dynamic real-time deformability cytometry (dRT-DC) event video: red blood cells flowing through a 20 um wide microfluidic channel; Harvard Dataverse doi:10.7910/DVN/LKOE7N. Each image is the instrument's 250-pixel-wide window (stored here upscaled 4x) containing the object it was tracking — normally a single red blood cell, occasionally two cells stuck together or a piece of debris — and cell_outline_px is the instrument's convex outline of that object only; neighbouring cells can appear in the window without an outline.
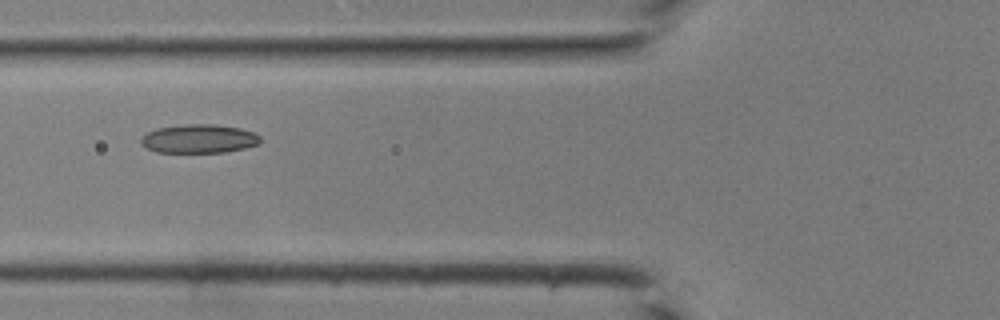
{"species": "common noctule bat (a hibernating species)", "species_latin": "Nyctalus noctula", "temperature_condition": "room temperature", "stored_images_in_passage": 41, "camera_frame_rate_fps": 3000, "um_per_image_px": 0.085, "animal": {"sex": "male", "body_mass_g": 19.0, "forearm_length_mm": 50.8}, "frame": {"image": 1, "passage_image": 15, "time_ms": 4.667, "image_size_px": [1000, 320], "cell_outline_px": [[260, 144], [244, 148], [224, 152], [156, 152], [140, 144], [140, 136], [156, 128], [184, 124], [212, 124], [240, 128], [252, 132], [260, 136]], "centroid_in_image_um": [16.88, 11.79], "position_along_channel_um": 108.9, "area_um2": 20.0}}
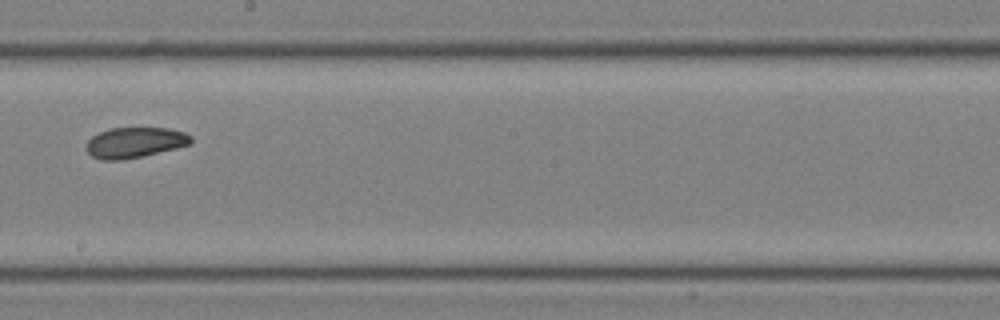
{"frame": {"image": 2, "passage_image": 23, "time_ms": 7.333, "image_size_px": [1000, 320], "cell_outline_px": [[192, 144], [176, 148], [140, 156], [120, 160], [100, 160], [92, 156], [88, 152], [88, 140], [92, 136], [100, 132], [112, 128], [168, 128], [184, 132], [192, 136]], "centroid_in_image_um": [11.49, 12.11], "position_along_channel_um": 236.7, "area_um2": 18.38}}
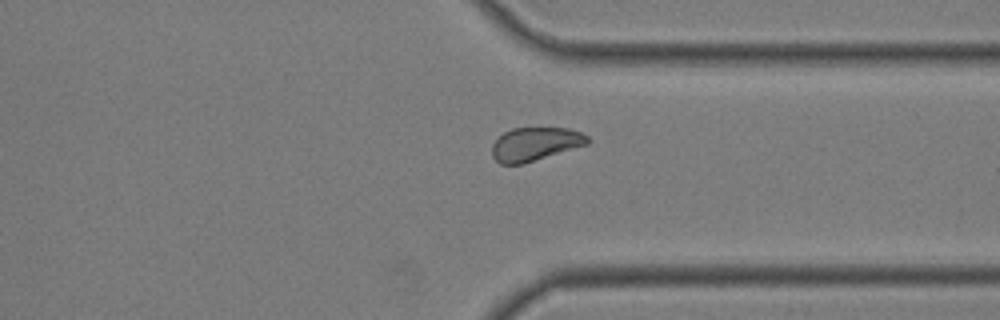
{"frame": {"image": 3, "passage_image": 31, "time_ms": 10.0, "image_size_px": [1000, 320], "cell_outline_px": [[592, 140], [588, 144], [520, 164], [500, 164], [492, 156], [492, 144], [504, 132], [512, 128], [568, 128], [580, 132], [588, 136]], "centroid_in_image_um": [45.49, 12.23], "position_along_channel_um": 365.9, "area_um2": 18.44}}